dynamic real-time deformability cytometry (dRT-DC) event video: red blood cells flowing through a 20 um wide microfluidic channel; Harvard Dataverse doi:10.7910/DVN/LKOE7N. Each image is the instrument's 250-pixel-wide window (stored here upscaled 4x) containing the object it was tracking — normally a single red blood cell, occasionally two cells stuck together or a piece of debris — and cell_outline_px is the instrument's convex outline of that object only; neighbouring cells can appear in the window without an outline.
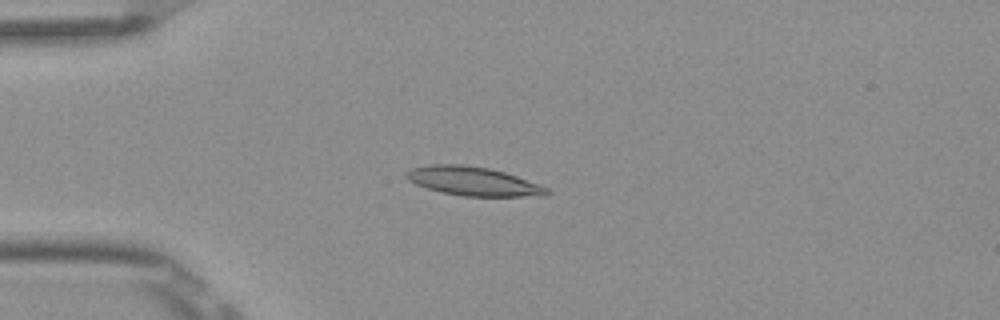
{"species": "Egyptian fruit bat (a non-hibernating species)", "species_latin": "Rousettus aegyptiacus", "temperature_condition": "room temperature", "stored_images_in_passage": 7, "camera_frame_rate_fps": 3000, "um_per_image_px": 0.085, "frame": {"image": 1, "passage_image": 3, "time_ms": 0.667, "image_size_px": [1000, 320], "cell_outline_px": [[552, 192], [548, 196], [464, 196], [440, 192], [416, 184], [408, 180], [404, 176], [404, 172], [412, 168], [432, 164], [464, 164], [488, 168], [504, 172], [516, 176], [548, 188]], "centroid_in_image_um": [40.21, 15.41], "position_along_channel_um": 44.8, "area_um2": 23.64}}
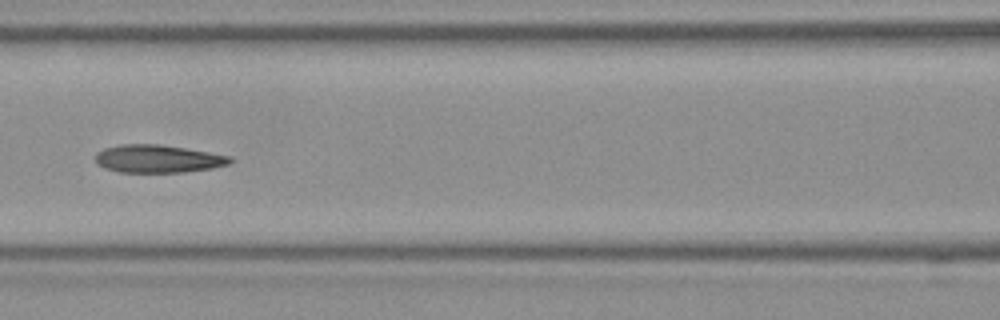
{"frame": {"image": 2, "passage_image": 6, "time_ms": 1.667, "image_size_px": [1000, 320], "cell_outline_px": [[232, 160], [228, 164], [212, 168], [184, 172], [120, 172], [104, 168], [96, 164], [96, 152], [104, 148], [120, 144], [160, 144], [232, 156]], "centroid_in_image_um": [13.39, 13.49], "position_along_channel_um": 153.2, "area_um2": 21.85}}
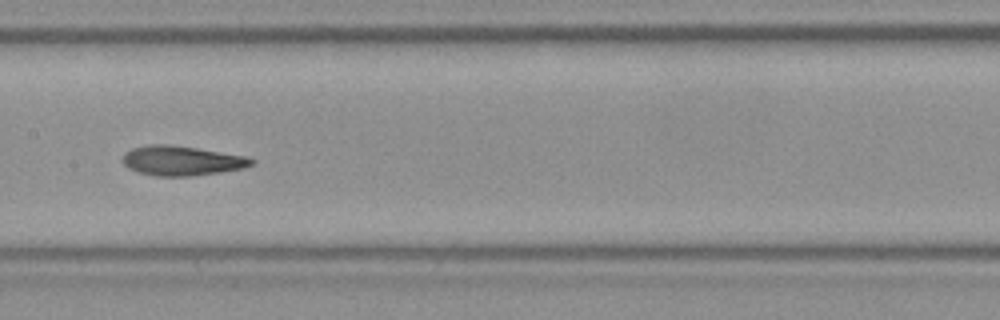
{"frame": {"image": 3, "passage_image": 7, "time_ms": 2.0, "image_size_px": [1000, 320], "cell_outline_px": [[256, 160], [252, 164], [244, 168], [220, 172], [188, 176], [156, 176], [140, 172], [128, 168], [120, 160], [124, 152], [132, 148], [148, 144], [168, 144], [196, 148], [244, 156]], "centroid_in_image_um": [15.39, 13.65], "position_along_channel_um": 192.0, "area_um2": 22.2}}